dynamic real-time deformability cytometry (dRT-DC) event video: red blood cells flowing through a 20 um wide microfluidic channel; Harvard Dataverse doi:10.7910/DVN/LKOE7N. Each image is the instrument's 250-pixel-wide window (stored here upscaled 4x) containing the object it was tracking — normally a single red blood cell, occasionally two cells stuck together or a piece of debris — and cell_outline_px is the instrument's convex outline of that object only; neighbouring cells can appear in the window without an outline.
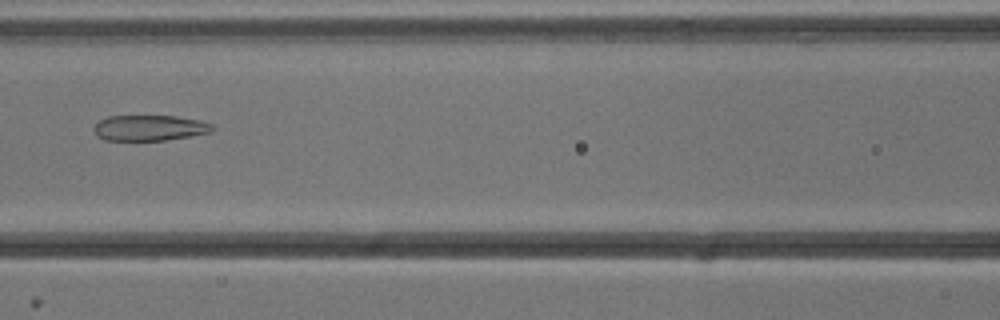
{"species": "common noctule bat (a hibernating species)", "species_latin": "Nyctalus noctula", "temperature_condition": "cold", "stored_images_in_passage": 48, "segment_of_instrument_passage": [1, 2], "camera_frame_rate_fps": 3000, "um_per_image_px": 0.085, "animal": {"sex": "male", "body_mass_g": 13.3}, "frame": {"image": 1, "passage_image": 17, "time_ms": 5.333, "image_size_px": [1000, 320], "cell_outline_px": [[216, 128], [212, 132], [164, 140], [104, 140], [96, 136], [92, 128], [100, 120], [108, 116], [176, 116], [200, 120], [212, 124]], "centroid_in_image_um": [12.71, 10.87], "position_along_channel_um": 153.9, "area_um2": 17.74}}
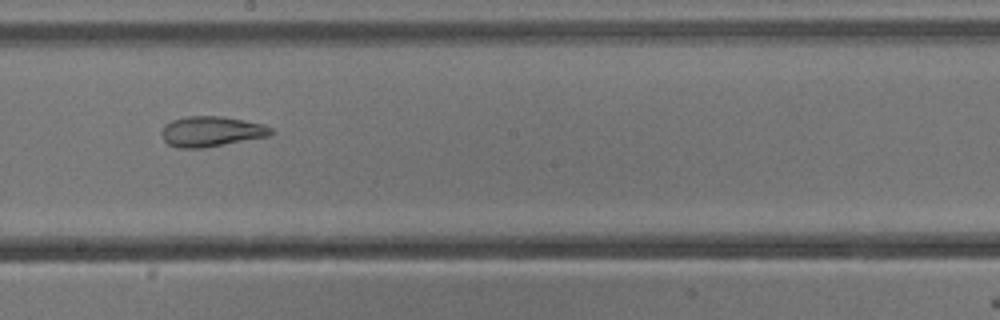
{"frame": {"image": 2, "passage_image": 23, "time_ms": 7.333, "image_size_px": [1000, 320], "cell_outline_px": [[276, 132], [268, 136], [204, 148], [180, 148], [168, 144], [164, 140], [160, 132], [164, 124], [172, 120], [184, 116], [224, 116], [264, 124], [272, 128]], "centroid_in_image_um": [17.96, 11.16], "position_along_channel_um": 230.2, "area_um2": 19.54}}
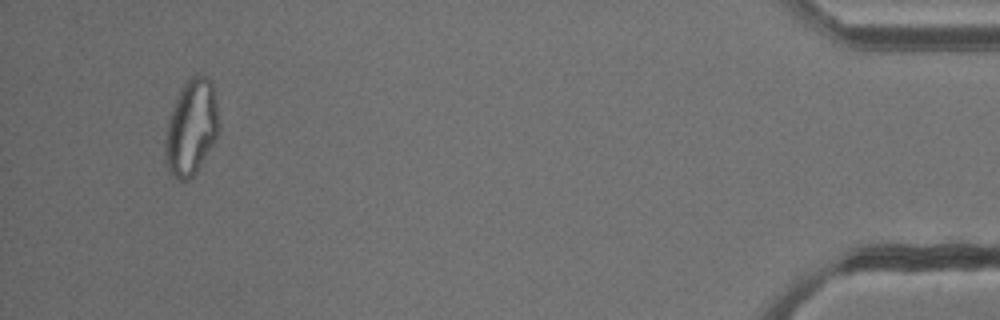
{"frame": {"image": 3, "passage_image": 44, "time_ms": 14.333, "image_size_px": [1000, 320], "cell_outline_px": [[220, 128], [212, 144], [196, 172], [188, 180], [180, 180], [168, 172], [164, 164], [164, 140], [168, 116], [180, 88], [192, 76], [208, 76], [212, 80], [220, 124]], "centroid_in_image_um": [16.23, 10.84], "position_along_channel_um": 419.0, "area_um2": 30.23}}